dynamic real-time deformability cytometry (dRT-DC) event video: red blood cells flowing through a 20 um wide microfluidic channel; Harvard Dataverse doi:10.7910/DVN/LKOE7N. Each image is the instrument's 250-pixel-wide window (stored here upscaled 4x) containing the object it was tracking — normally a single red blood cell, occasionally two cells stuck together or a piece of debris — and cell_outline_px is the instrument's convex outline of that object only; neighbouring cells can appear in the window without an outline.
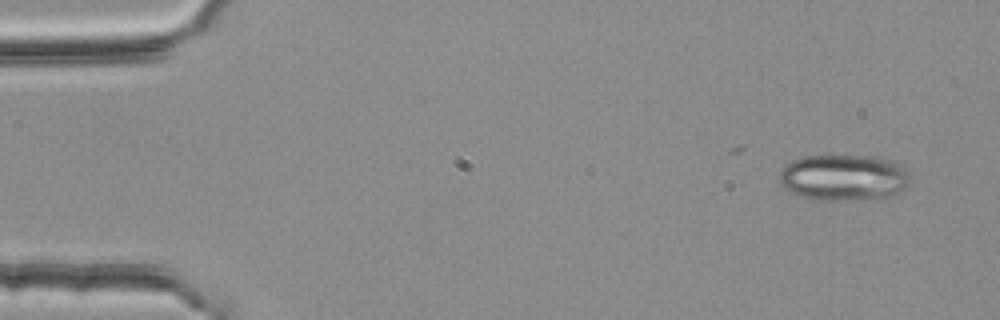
{"species": "common noctule bat (a hibernating species)", "species_latin": "Nyctalus noctula", "temperature_condition": "room temperature", "stored_images_in_passage": 4, "camera_frame_rate_fps": 3000, "um_per_image_px": 0.085, "animal": {"sex": "female", "body_mass_g": 25.1}, "frame": {"image": 1, "passage_image": 1, "time_ms": 0.0, "image_size_px": [1000, 320], "cell_outline_px": [[908, 180], [904, 188], [892, 196], [884, 200], [816, 200], [800, 196], [784, 188], [780, 184], [780, 172], [784, 164], [792, 160], [804, 156], [876, 156], [892, 160], [908, 172]], "centroid_in_image_um": [71.7, 15.11], "position_along_channel_um": 13.3, "area_um2": 35.6}}